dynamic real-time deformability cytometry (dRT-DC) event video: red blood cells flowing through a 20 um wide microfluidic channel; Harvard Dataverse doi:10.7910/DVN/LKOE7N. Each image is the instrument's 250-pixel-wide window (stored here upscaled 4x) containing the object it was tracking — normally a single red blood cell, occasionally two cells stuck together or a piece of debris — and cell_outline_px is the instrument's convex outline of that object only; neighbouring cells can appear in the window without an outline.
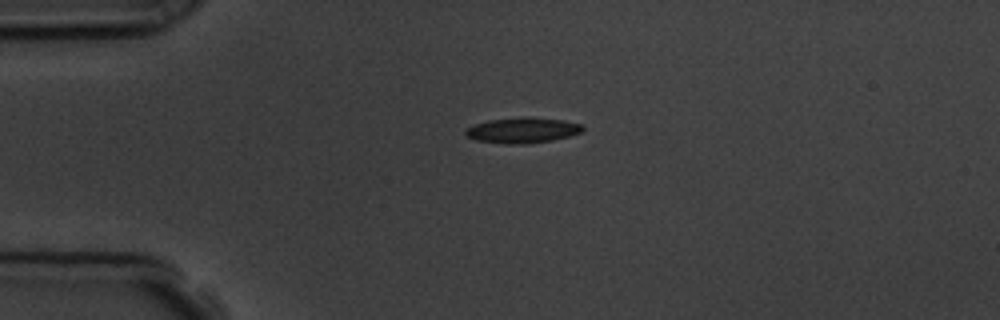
{"species": "common noctule bat (a hibernating species)", "species_latin": "Nyctalus noctula", "temperature_condition": "room temperature", "stored_images_in_passage": 7, "camera_frame_rate_fps": 3000, "um_per_image_px": 0.085, "animal": {"sex": "male", "body_mass_g": 19.5, "forearm_length_mm": 54.6}, "frame": {"image": 1, "passage_image": 1, "time_ms": 0.0, "image_size_px": [1000, 320], "cell_outline_px": [[584, 128], [580, 132], [568, 136], [552, 140], [528, 144], [508, 144], [476, 140], [468, 136], [464, 132], [472, 124], [488, 120], [520, 116], [532, 116], [564, 120], [580, 124]], "centroid_in_image_um": [44.4, 11.05], "position_along_channel_um": 40.6, "area_um2": 17.57}}
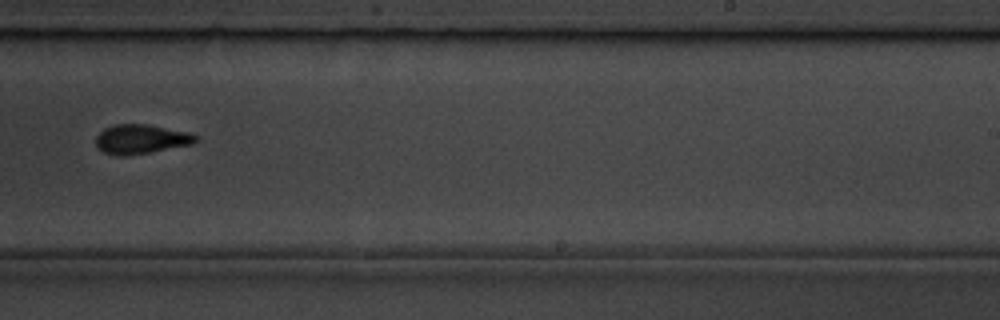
{"frame": {"image": 2, "passage_image": 7, "time_ms": 7.0, "image_size_px": [1000, 320], "cell_outline_px": [[200, 140], [192, 144], [148, 152], [124, 156], [116, 156], [104, 152], [96, 144], [96, 136], [104, 128], [112, 124], [144, 124], [188, 132], [196, 136]], "centroid_in_image_um": [11.96, 11.82], "position_along_channel_um": 277.0, "area_um2": 16.88}}